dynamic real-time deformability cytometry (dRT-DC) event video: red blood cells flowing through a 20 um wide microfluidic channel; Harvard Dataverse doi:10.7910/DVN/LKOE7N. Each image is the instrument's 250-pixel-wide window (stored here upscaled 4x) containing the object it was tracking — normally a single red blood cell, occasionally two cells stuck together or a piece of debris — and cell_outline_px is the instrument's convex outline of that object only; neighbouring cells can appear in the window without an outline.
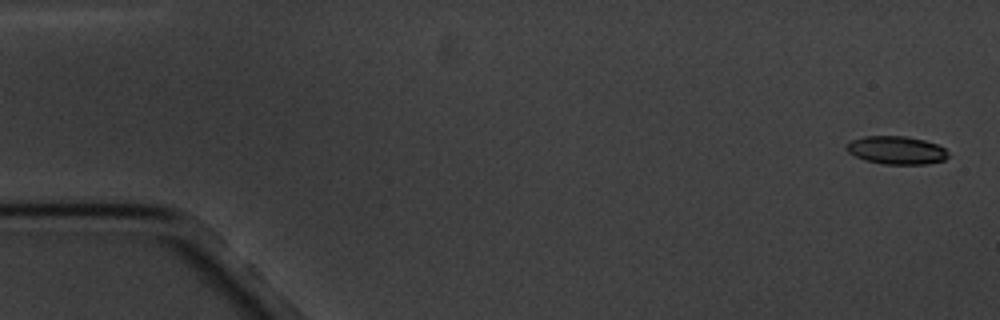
{"species": "common noctule bat (a hibernating species)", "species_latin": "Nyctalus noctula", "temperature_condition": "cold", "stored_images_in_passage": 16, "camera_frame_rate_fps": 3000, "um_per_image_px": 0.085, "animal": {"sex": "male", "body_mass_g": 20.1, "forearm_length_mm": 53.5}, "frame": {"image": 1, "passage_image": 1, "time_ms": 0.0, "image_size_px": [1000, 320], "cell_outline_px": [[948, 156], [944, 160], [924, 164], [884, 164], [864, 160], [848, 152], [848, 144], [852, 140], [864, 136], [904, 136], [924, 140], [936, 144], [944, 148], [948, 152]], "centroid_in_image_um": [76.21, 12.77], "position_along_channel_um": 8.8, "area_um2": 16.42}}
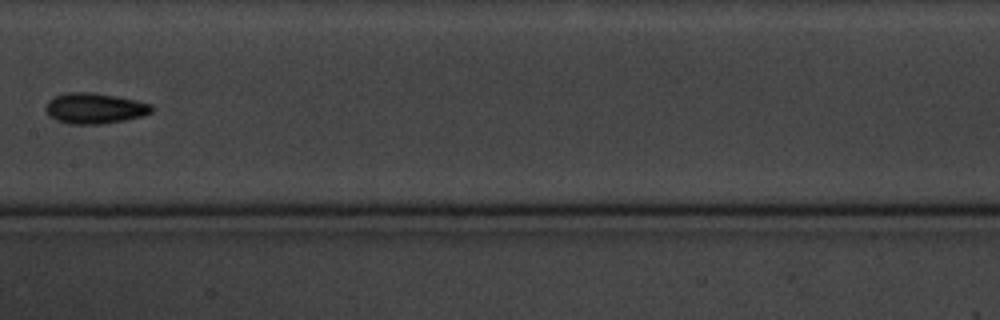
{"frame": {"image": 2, "passage_image": 9, "time_ms": 9.333, "image_size_px": [1000, 320], "cell_outline_px": [[152, 112], [140, 116], [124, 120], [100, 124], [68, 124], [56, 120], [48, 116], [44, 108], [48, 100], [56, 96], [68, 92], [92, 92], [116, 96], [136, 100], [152, 104]], "centroid_in_image_um": [8.0, 9.2], "position_along_channel_um": 199.4, "area_um2": 18.96}}
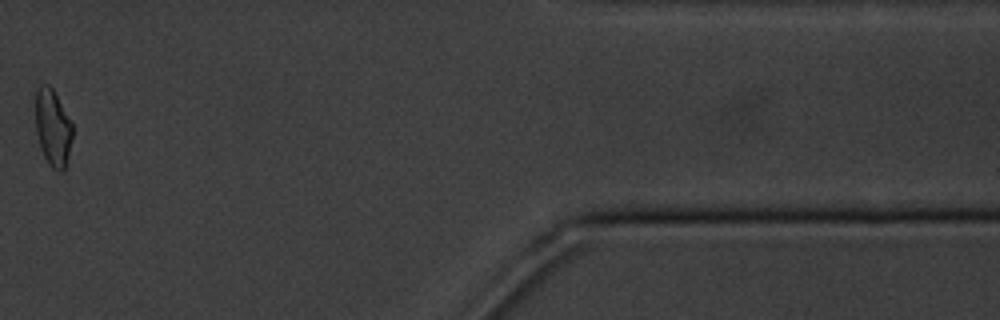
{"frame": {"image": 3, "passage_image": 15, "time_ms": 17.0, "image_size_px": [1000, 320], "cell_outline_px": [[72, 136], [64, 168], [60, 172], [52, 168], [48, 164], [40, 148], [36, 132], [36, 88], [40, 84], [48, 84], [52, 88], [72, 124]], "centroid_in_image_um": [4.46, 10.84], "position_along_channel_um": 406.9, "area_um2": 16.24}, "authors_computed_cell_mechanics": {"area_um2": 17.4845, "velocity_mm_per_s": 3.3972, "shape_relaxation_time_tau1_ms": 4.2736, "shape_relaxation_time_tau2_ms": 8.6163, "deformation_change_tau1": 0.1063, "deformation_change_tau2": 0.1494}}